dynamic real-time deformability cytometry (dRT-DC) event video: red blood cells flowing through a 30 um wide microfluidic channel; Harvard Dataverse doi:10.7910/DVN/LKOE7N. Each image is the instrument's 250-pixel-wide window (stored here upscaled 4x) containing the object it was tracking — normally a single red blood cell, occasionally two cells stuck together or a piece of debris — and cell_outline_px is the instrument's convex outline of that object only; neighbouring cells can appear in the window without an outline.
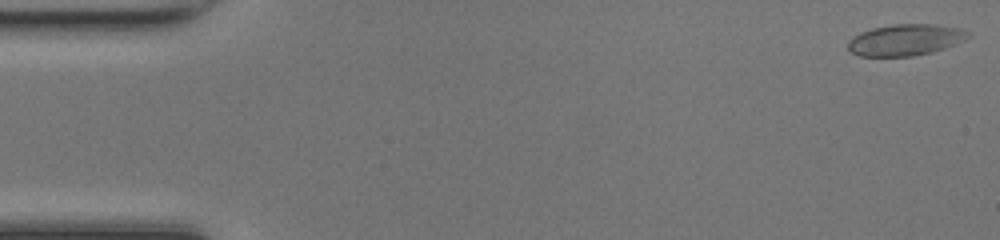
{"species": "common noctule bat (a hibernating species)", "species_latin": "Nyctalus noctula", "temperature_condition": "room temperature", "stored_images_in_passage": 48, "camera_frame_rate_fps": 3000, "um_per_image_px": 0.085, "animal": {"sex": "female", "body_mass_g": 17.0, "forearm_length_mm": 48.0}, "frame": {"image": 1, "passage_image": 1, "time_ms": 0.0, "image_size_px": [1000, 240], "cell_outline_px": [[972, 36], [964, 40], [944, 48], [932, 52], [912, 56], [860, 56], [852, 52], [848, 48], [848, 40], [852, 36], [860, 32], [872, 28], [892, 24], [936, 24], [960, 28], [968, 32]], "centroid_in_image_um": [76.95, 3.38], "position_along_channel_um": 8.1, "area_um2": 22.02}}
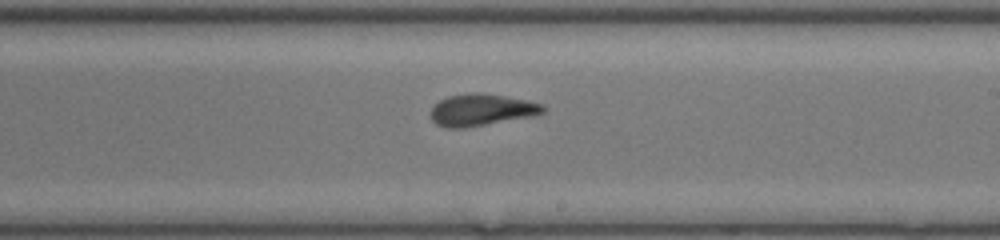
{"frame": {"image": 2, "passage_image": 28, "time_ms": 9.0, "image_size_px": [1000, 240], "cell_outline_px": [[544, 112], [536, 116], [464, 128], [448, 128], [436, 124], [432, 120], [432, 108], [440, 100], [448, 96], [476, 92], [504, 96], [544, 104]], "centroid_in_image_um": [40.95, 9.35], "position_along_channel_um": 248.0, "area_um2": 20.69}}
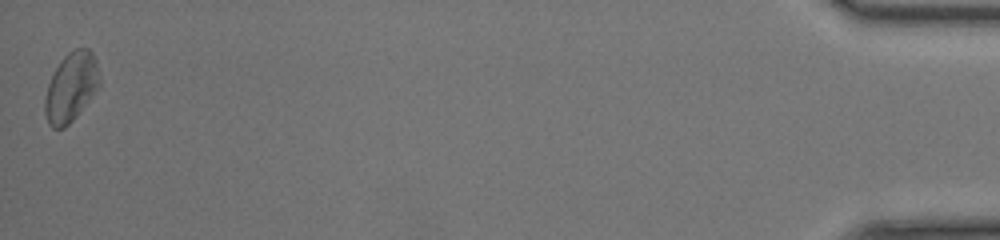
{"frame": {"image": 3, "passage_image": 48, "time_ms": 15.667, "image_size_px": [1000, 240], "cell_outline_px": [[100, 84], [88, 100], [72, 120], [64, 128], [52, 128], [48, 124], [44, 112], [44, 100], [48, 84], [56, 68], [64, 56], [68, 52], [76, 48], [88, 48], [92, 52], [96, 60], [100, 80]], "centroid_in_image_um": [6.02, 7.4], "position_along_channel_um": 429.2, "area_um2": 21.68}, "authors_computed_cell_mechanics": {"area_um2": 20.8369, "velocity_mm_per_s": 4.2626, "shape_relaxation_time_tau1_ms": 7.0811, "shape_relaxation_time_tau2_ms": 1.7143, "deformation_change_tau1": 0.1978, "deformation_change_tau2": 0.0705}}